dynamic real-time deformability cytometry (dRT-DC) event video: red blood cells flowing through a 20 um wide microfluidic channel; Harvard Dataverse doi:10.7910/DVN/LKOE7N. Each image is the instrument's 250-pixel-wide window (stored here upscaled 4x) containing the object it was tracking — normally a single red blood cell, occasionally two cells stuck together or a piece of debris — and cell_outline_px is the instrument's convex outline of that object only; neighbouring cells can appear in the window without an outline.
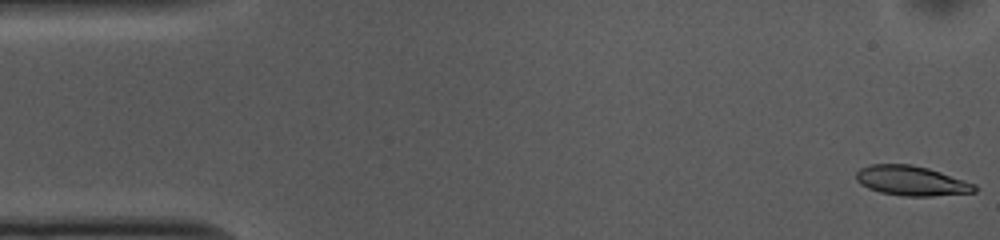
{"species": "common noctule bat (a hibernating species)", "species_latin": "Nyctalus noctula", "temperature_condition": "cold", "stored_images_in_passage": 53, "camera_frame_rate_fps": 3000, "um_per_image_px": 0.085, "animal": {"sex": "female", "body_mass_g": 10.0, "forearm_length_mm": 53.1}, "frame": {"image": 1, "passage_image": 1, "time_ms": 0.0, "image_size_px": [1000, 240], "cell_outline_px": [[976, 192], [932, 196], [900, 196], [880, 192], [868, 188], [860, 184], [856, 180], [856, 172], [860, 168], [872, 164], [912, 164], [928, 168], [976, 184]], "centroid_in_image_um": [77.45, 15.37], "position_along_channel_um": 7.5, "area_um2": 20.58}}
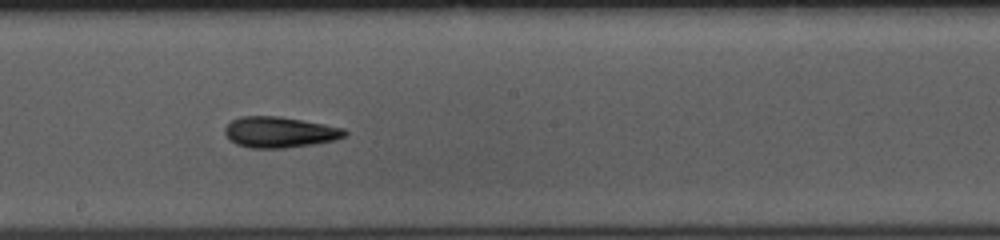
{"frame": {"image": 2, "passage_image": 28, "time_ms": 9.0, "image_size_px": [1000, 240], "cell_outline_px": [[348, 132], [344, 136], [336, 140], [312, 144], [284, 148], [248, 148], [236, 144], [224, 132], [224, 128], [232, 120], [240, 116], [280, 116], [324, 124], [344, 128]], "centroid_in_image_um": [23.77, 11.23], "position_along_channel_um": 224.4, "area_um2": 21.5}}
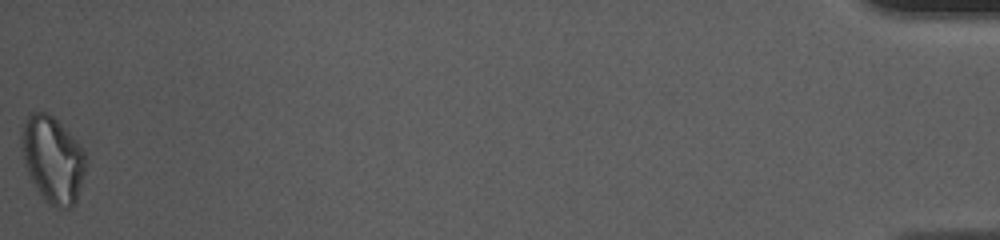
{"frame": {"image": 3, "passage_image": 53, "time_ms": 17.333, "image_size_px": [1000, 240], "cell_outline_px": [[88, 164], [76, 200], [68, 208], [56, 208], [48, 204], [44, 200], [36, 188], [28, 172], [20, 148], [20, 132], [24, 120], [28, 112], [48, 112], [80, 144], [84, 152]], "centroid_in_image_um": [4.46, 13.53], "position_along_channel_um": 430.7, "area_um2": 32.6}, "authors_computed_cell_mechanics": {"area_um2": 21.0392, "velocity_mm_per_s": 3.7045, "shape_relaxation_time_tau1_ms": 6.1498, "shape_relaxation_time_tau2_ms": 5.2712, "deformation_change_tau1": 0.1386, "deformation_change_tau2": 0.134}}